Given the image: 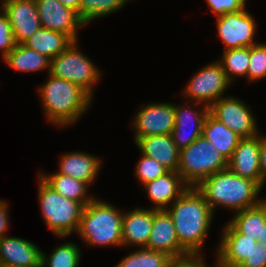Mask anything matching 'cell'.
<instances>
[{
    "label": "cell",
    "mask_w": 266,
    "mask_h": 267,
    "mask_svg": "<svg viewBox=\"0 0 266 267\" xmlns=\"http://www.w3.org/2000/svg\"><path fill=\"white\" fill-rule=\"evenodd\" d=\"M135 144L142 154L153 158L169 171L177 172L180 150L173 142L171 134L142 137Z\"/></svg>",
    "instance_id": "22"
},
{
    "label": "cell",
    "mask_w": 266,
    "mask_h": 267,
    "mask_svg": "<svg viewBox=\"0 0 266 267\" xmlns=\"http://www.w3.org/2000/svg\"><path fill=\"white\" fill-rule=\"evenodd\" d=\"M231 84L217 60L199 69L186 84L182 95L188 99V102L210 107L218 99L225 97V90Z\"/></svg>",
    "instance_id": "8"
},
{
    "label": "cell",
    "mask_w": 266,
    "mask_h": 267,
    "mask_svg": "<svg viewBox=\"0 0 266 267\" xmlns=\"http://www.w3.org/2000/svg\"><path fill=\"white\" fill-rule=\"evenodd\" d=\"M12 70L29 73L50 70V59L24 44H16L15 48L3 59Z\"/></svg>",
    "instance_id": "27"
},
{
    "label": "cell",
    "mask_w": 266,
    "mask_h": 267,
    "mask_svg": "<svg viewBox=\"0 0 266 267\" xmlns=\"http://www.w3.org/2000/svg\"><path fill=\"white\" fill-rule=\"evenodd\" d=\"M216 17L246 8V0H205Z\"/></svg>",
    "instance_id": "35"
},
{
    "label": "cell",
    "mask_w": 266,
    "mask_h": 267,
    "mask_svg": "<svg viewBox=\"0 0 266 267\" xmlns=\"http://www.w3.org/2000/svg\"><path fill=\"white\" fill-rule=\"evenodd\" d=\"M226 168L228 160L202 135L180 150L177 172L189 187Z\"/></svg>",
    "instance_id": "6"
},
{
    "label": "cell",
    "mask_w": 266,
    "mask_h": 267,
    "mask_svg": "<svg viewBox=\"0 0 266 267\" xmlns=\"http://www.w3.org/2000/svg\"><path fill=\"white\" fill-rule=\"evenodd\" d=\"M240 234L262 240L263 226L266 222V199L258 206L244 209L234 213V217L228 221Z\"/></svg>",
    "instance_id": "26"
},
{
    "label": "cell",
    "mask_w": 266,
    "mask_h": 267,
    "mask_svg": "<svg viewBox=\"0 0 266 267\" xmlns=\"http://www.w3.org/2000/svg\"><path fill=\"white\" fill-rule=\"evenodd\" d=\"M209 112L242 139L260 134L250 106L237 97L225 96L218 99L209 107Z\"/></svg>",
    "instance_id": "9"
},
{
    "label": "cell",
    "mask_w": 266,
    "mask_h": 267,
    "mask_svg": "<svg viewBox=\"0 0 266 267\" xmlns=\"http://www.w3.org/2000/svg\"><path fill=\"white\" fill-rule=\"evenodd\" d=\"M38 176L54 191L68 199L81 203L83 206H86L95 198V196L89 194L88 189L90 186L87 183L71 176L63 175L57 171L51 174L41 171Z\"/></svg>",
    "instance_id": "23"
},
{
    "label": "cell",
    "mask_w": 266,
    "mask_h": 267,
    "mask_svg": "<svg viewBox=\"0 0 266 267\" xmlns=\"http://www.w3.org/2000/svg\"><path fill=\"white\" fill-rule=\"evenodd\" d=\"M260 142L261 134L241 139L228 160V168L234 174L254 181L261 188Z\"/></svg>",
    "instance_id": "17"
},
{
    "label": "cell",
    "mask_w": 266,
    "mask_h": 267,
    "mask_svg": "<svg viewBox=\"0 0 266 267\" xmlns=\"http://www.w3.org/2000/svg\"><path fill=\"white\" fill-rule=\"evenodd\" d=\"M196 188L203 194L214 214L218 206L236 213L256 207L265 200L258 199L262 189L254 181L234 174L229 168L207 177Z\"/></svg>",
    "instance_id": "3"
},
{
    "label": "cell",
    "mask_w": 266,
    "mask_h": 267,
    "mask_svg": "<svg viewBox=\"0 0 266 267\" xmlns=\"http://www.w3.org/2000/svg\"><path fill=\"white\" fill-rule=\"evenodd\" d=\"M129 2L130 0H80V14L78 16L87 25L94 19L116 13Z\"/></svg>",
    "instance_id": "30"
},
{
    "label": "cell",
    "mask_w": 266,
    "mask_h": 267,
    "mask_svg": "<svg viewBox=\"0 0 266 267\" xmlns=\"http://www.w3.org/2000/svg\"><path fill=\"white\" fill-rule=\"evenodd\" d=\"M168 254L173 259L190 256L179 243L173 219L167 210L153 209V226L145 247Z\"/></svg>",
    "instance_id": "16"
},
{
    "label": "cell",
    "mask_w": 266,
    "mask_h": 267,
    "mask_svg": "<svg viewBox=\"0 0 266 267\" xmlns=\"http://www.w3.org/2000/svg\"><path fill=\"white\" fill-rule=\"evenodd\" d=\"M42 250L20 237L4 236L0 239V265L41 267Z\"/></svg>",
    "instance_id": "18"
},
{
    "label": "cell",
    "mask_w": 266,
    "mask_h": 267,
    "mask_svg": "<svg viewBox=\"0 0 266 267\" xmlns=\"http://www.w3.org/2000/svg\"><path fill=\"white\" fill-rule=\"evenodd\" d=\"M102 159L94 154L72 151L60 157L58 173L83 181L89 186L95 182L101 169Z\"/></svg>",
    "instance_id": "21"
},
{
    "label": "cell",
    "mask_w": 266,
    "mask_h": 267,
    "mask_svg": "<svg viewBox=\"0 0 266 267\" xmlns=\"http://www.w3.org/2000/svg\"><path fill=\"white\" fill-rule=\"evenodd\" d=\"M48 80L38 88L46 121L54 126L75 124L91 107L93 98L81 87L48 73Z\"/></svg>",
    "instance_id": "2"
},
{
    "label": "cell",
    "mask_w": 266,
    "mask_h": 267,
    "mask_svg": "<svg viewBox=\"0 0 266 267\" xmlns=\"http://www.w3.org/2000/svg\"><path fill=\"white\" fill-rule=\"evenodd\" d=\"M216 22L217 35L225 45V50L251 47L259 43L254 41L257 23L246 8L218 16Z\"/></svg>",
    "instance_id": "10"
},
{
    "label": "cell",
    "mask_w": 266,
    "mask_h": 267,
    "mask_svg": "<svg viewBox=\"0 0 266 267\" xmlns=\"http://www.w3.org/2000/svg\"><path fill=\"white\" fill-rule=\"evenodd\" d=\"M238 267H266V248L257 245V248Z\"/></svg>",
    "instance_id": "36"
},
{
    "label": "cell",
    "mask_w": 266,
    "mask_h": 267,
    "mask_svg": "<svg viewBox=\"0 0 266 267\" xmlns=\"http://www.w3.org/2000/svg\"><path fill=\"white\" fill-rule=\"evenodd\" d=\"M131 122L134 130V143L140 138L171 134L174 128V104L169 102L143 104Z\"/></svg>",
    "instance_id": "11"
},
{
    "label": "cell",
    "mask_w": 266,
    "mask_h": 267,
    "mask_svg": "<svg viewBox=\"0 0 266 267\" xmlns=\"http://www.w3.org/2000/svg\"><path fill=\"white\" fill-rule=\"evenodd\" d=\"M202 136H204L227 160L232 157L240 138L235 132L216 119L210 112L203 124Z\"/></svg>",
    "instance_id": "24"
},
{
    "label": "cell",
    "mask_w": 266,
    "mask_h": 267,
    "mask_svg": "<svg viewBox=\"0 0 266 267\" xmlns=\"http://www.w3.org/2000/svg\"><path fill=\"white\" fill-rule=\"evenodd\" d=\"M8 203L5 200L0 199V239L6 235V230H8L9 222V211Z\"/></svg>",
    "instance_id": "38"
},
{
    "label": "cell",
    "mask_w": 266,
    "mask_h": 267,
    "mask_svg": "<svg viewBox=\"0 0 266 267\" xmlns=\"http://www.w3.org/2000/svg\"><path fill=\"white\" fill-rule=\"evenodd\" d=\"M123 213L111 203L94 198L83 208L77 236L92 247H122Z\"/></svg>",
    "instance_id": "4"
},
{
    "label": "cell",
    "mask_w": 266,
    "mask_h": 267,
    "mask_svg": "<svg viewBox=\"0 0 266 267\" xmlns=\"http://www.w3.org/2000/svg\"><path fill=\"white\" fill-rule=\"evenodd\" d=\"M41 27L68 35L78 41V29L85 26L78 13L58 0H35Z\"/></svg>",
    "instance_id": "13"
},
{
    "label": "cell",
    "mask_w": 266,
    "mask_h": 267,
    "mask_svg": "<svg viewBox=\"0 0 266 267\" xmlns=\"http://www.w3.org/2000/svg\"><path fill=\"white\" fill-rule=\"evenodd\" d=\"M72 42L73 40L66 34L40 27L23 44L51 60L61 54Z\"/></svg>",
    "instance_id": "25"
},
{
    "label": "cell",
    "mask_w": 266,
    "mask_h": 267,
    "mask_svg": "<svg viewBox=\"0 0 266 267\" xmlns=\"http://www.w3.org/2000/svg\"><path fill=\"white\" fill-rule=\"evenodd\" d=\"M153 226V209L140 208L125 211L122 216V247L145 248Z\"/></svg>",
    "instance_id": "20"
},
{
    "label": "cell",
    "mask_w": 266,
    "mask_h": 267,
    "mask_svg": "<svg viewBox=\"0 0 266 267\" xmlns=\"http://www.w3.org/2000/svg\"><path fill=\"white\" fill-rule=\"evenodd\" d=\"M218 61L225 71L227 79L233 84L237 77L247 78L249 67V47L224 50L221 59ZM235 77V78H234Z\"/></svg>",
    "instance_id": "31"
},
{
    "label": "cell",
    "mask_w": 266,
    "mask_h": 267,
    "mask_svg": "<svg viewBox=\"0 0 266 267\" xmlns=\"http://www.w3.org/2000/svg\"><path fill=\"white\" fill-rule=\"evenodd\" d=\"M260 158H259V164H260V171H261V189L264 186V183L266 182V135L262 134L261 136V142H260Z\"/></svg>",
    "instance_id": "39"
},
{
    "label": "cell",
    "mask_w": 266,
    "mask_h": 267,
    "mask_svg": "<svg viewBox=\"0 0 266 267\" xmlns=\"http://www.w3.org/2000/svg\"><path fill=\"white\" fill-rule=\"evenodd\" d=\"M0 267H17V266H12V265H0Z\"/></svg>",
    "instance_id": "42"
},
{
    "label": "cell",
    "mask_w": 266,
    "mask_h": 267,
    "mask_svg": "<svg viewBox=\"0 0 266 267\" xmlns=\"http://www.w3.org/2000/svg\"><path fill=\"white\" fill-rule=\"evenodd\" d=\"M257 245H262L266 248V222L263 226L262 240L257 241Z\"/></svg>",
    "instance_id": "41"
},
{
    "label": "cell",
    "mask_w": 266,
    "mask_h": 267,
    "mask_svg": "<svg viewBox=\"0 0 266 267\" xmlns=\"http://www.w3.org/2000/svg\"><path fill=\"white\" fill-rule=\"evenodd\" d=\"M16 46L13 30L7 15L0 10V51L4 59Z\"/></svg>",
    "instance_id": "34"
},
{
    "label": "cell",
    "mask_w": 266,
    "mask_h": 267,
    "mask_svg": "<svg viewBox=\"0 0 266 267\" xmlns=\"http://www.w3.org/2000/svg\"><path fill=\"white\" fill-rule=\"evenodd\" d=\"M78 244L67 241L59 244L49 256L42 250L41 267H78L82 252Z\"/></svg>",
    "instance_id": "28"
},
{
    "label": "cell",
    "mask_w": 266,
    "mask_h": 267,
    "mask_svg": "<svg viewBox=\"0 0 266 267\" xmlns=\"http://www.w3.org/2000/svg\"><path fill=\"white\" fill-rule=\"evenodd\" d=\"M130 253L115 267H170L174 260L168 254L147 248H139Z\"/></svg>",
    "instance_id": "29"
},
{
    "label": "cell",
    "mask_w": 266,
    "mask_h": 267,
    "mask_svg": "<svg viewBox=\"0 0 266 267\" xmlns=\"http://www.w3.org/2000/svg\"><path fill=\"white\" fill-rule=\"evenodd\" d=\"M222 230L214 267H238L257 248V241L240 234L229 222Z\"/></svg>",
    "instance_id": "15"
},
{
    "label": "cell",
    "mask_w": 266,
    "mask_h": 267,
    "mask_svg": "<svg viewBox=\"0 0 266 267\" xmlns=\"http://www.w3.org/2000/svg\"><path fill=\"white\" fill-rule=\"evenodd\" d=\"M142 186L146 190L147 198L153 202L154 210H166L189 188L175 171H168Z\"/></svg>",
    "instance_id": "19"
},
{
    "label": "cell",
    "mask_w": 266,
    "mask_h": 267,
    "mask_svg": "<svg viewBox=\"0 0 266 267\" xmlns=\"http://www.w3.org/2000/svg\"><path fill=\"white\" fill-rule=\"evenodd\" d=\"M204 255L188 256L181 259H174L170 267H208Z\"/></svg>",
    "instance_id": "37"
},
{
    "label": "cell",
    "mask_w": 266,
    "mask_h": 267,
    "mask_svg": "<svg viewBox=\"0 0 266 267\" xmlns=\"http://www.w3.org/2000/svg\"><path fill=\"white\" fill-rule=\"evenodd\" d=\"M64 6L71 8L75 12L80 14V0H58Z\"/></svg>",
    "instance_id": "40"
},
{
    "label": "cell",
    "mask_w": 266,
    "mask_h": 267,
    "mask_svg": "<svg viewBox=\"0 0 266 267\" xmlns=\"http://www.w3.org/2000/svg\"><path fill=\"white\" fill-rule=\"evenodd\" d=\"M0 3L11 24L16 44H23L41 27L35 0H2Z\"/></svg>",
    "instance_id": "14"
},
{
    "label": "cell",
    "mask_w": 266,
    "mask_h": 267,
    "mask_svg": "<svg viewBox=\"0 0 266 267\" xmlns=\"http://www.w3.org/2000/svg\"><path fill=\"white\" fill-rule=\"evenodd\" d=\"M169 170L153 158L141 153V157L135 166V176L141 185L146 184L164 175Z\"/></svg>",
    "instance_id": "33"
},
{
    "label": "cell",
    "mask_w": 266,
    "mask_h": 267,
    "mask_svg": "<svg viewBox=\"0 0 266 267\" xmlns=\"http://www.w3.org/2000/svg\"><path fill=\"white\" fill-rule=\"evenodd\" d=\"M38 202L48 229L59 238L77 233L84 206L49 187L38 176Z\"/></svg>",
    "instance_id": "5"
},
{
    "label": "cell",
    "mask_w": 266,
    "mask_h": 267,
    "mask_svg": "<svg viewBox=\"0 0 266 267\" xmlns=\"http://www.w3.org/2000/svg\"><path fill=\"white\" fill-rule=\"evenodd\" d=\"M78 44V41H73L61 54L50 60L49 74L78 85L93 98V88L101 80L102 72L78 49Z\"/></svg>",
    "instance_id": "7"
},
{
    "label": "cell",
    "mask_w": 266,
    "mask_h": 267,
    "mask_svg": "<svg viewBox=\"0 0 266 267\" xmlns=\"http://www.w3.org/2000/svg\"><path fill=\"white\" fill-rule=\"evenodd\" d=\"M170 208L176 234L181 247L190 256L202 255L214 213L203 194L196 187H189Z\"/></svg>",
    "instance_id": "1"
},
{
    "label": "cell",
    "mask_w": 266,
    "mask_h": 267,
    "mask_svg": "<svg viewBox=\"0 0 266 267\" xmlns=\"http://www.w3.org/2000/svg\"><path fill=\"white\" fill-rule=\"evenodd\" d=\"M189 103L174 104L175 120L171 137L179 150L188 147L202 135L203 124L209 113L206 105L200 106V103L191 101ZM193 104L195 107L199 105L200 109L195 110Z\"/></svg>",
    "instance_id": "12"
},
{
    "label": "cell",
    "mask_w": 266,
    "mask_h": 267,
    "mask_svg": "<svg viewBox=\"0 0 266 267\" xmlns=\"http://www.w3.org/2000/svg\"><path fill=\"white\" fill-rule=\"evenodd\" d=\"M266 78V42L249 47V67L247 70V80L257 82Z\"/></svg>",
    "instance_id": "32"
}]
</instances>
